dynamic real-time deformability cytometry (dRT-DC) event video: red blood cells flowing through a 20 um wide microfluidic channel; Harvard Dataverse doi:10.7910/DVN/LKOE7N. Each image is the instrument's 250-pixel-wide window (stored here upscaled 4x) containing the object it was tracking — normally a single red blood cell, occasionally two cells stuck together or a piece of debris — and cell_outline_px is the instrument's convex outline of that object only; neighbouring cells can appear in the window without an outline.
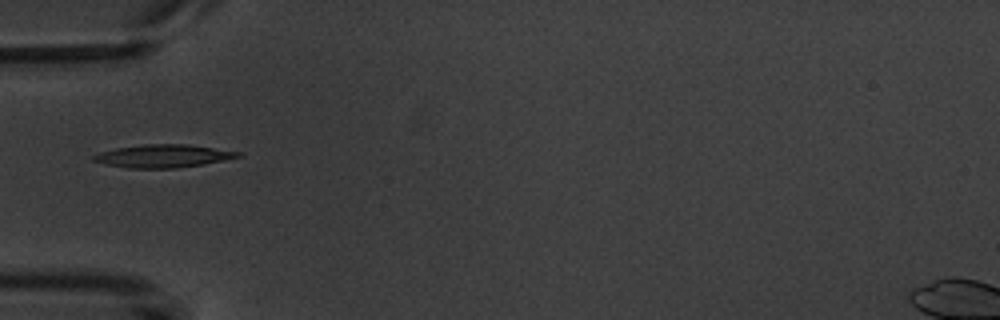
{"species": "common noctule bat (a hibernating species)", "species_latin": "Nyctalus noctula", "temperature_condition": "warm", "stored_images_in_passage": 1, "camera_frame_rate_fps": 3000, "um_per_image_px": 0.085, "animal": {"sex": "male", "body_mass_g": 20.1, "forearm_length_mm": 53.5}, "frame": {"image": 1, "passage_image": 1, "time_ms": 0.0, "image_size_px": [1000, 320], "cell_outline_px": [[244, 156], [204, 164], [176, 168], [128, 168], [108, 164], [92, 160], [92, 156], [100, 152], [116, 148], [144, 144], [188, 144], [244, 152]], "centroid_in_image_um": [13.95, 13.25], "position_along_channel_um": 71.1, "area_um2": 19.36}}